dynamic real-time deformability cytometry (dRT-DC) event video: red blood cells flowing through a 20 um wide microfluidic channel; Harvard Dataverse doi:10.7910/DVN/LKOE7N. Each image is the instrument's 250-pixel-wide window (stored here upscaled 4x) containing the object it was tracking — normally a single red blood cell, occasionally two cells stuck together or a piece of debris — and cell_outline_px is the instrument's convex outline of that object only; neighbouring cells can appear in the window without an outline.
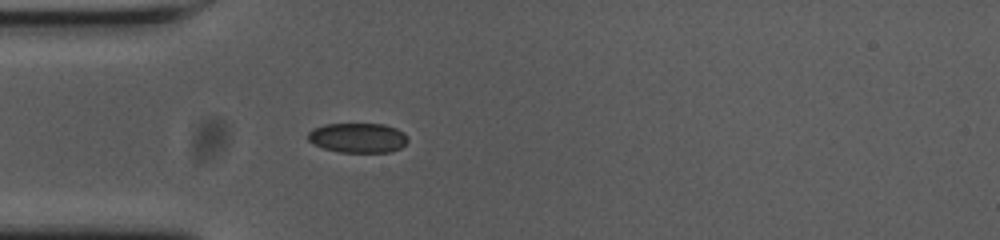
{"species": "common noctule bat (a hibernating species)", "species_latin": "Nyctalus noctula", "temperature_condition": "cold", "stored_images_in_passage": 40, "camera_frame_rate_fps": 3000, "um_per_image_px": 0.085, "animal": {"sex": "female", "body_mass_g": 23.0, "forearm_length_mm": 53.4}, "frame": {"image": 1, "passage_image": 1, "time_ms": 0.0, "image_size_px": [1000, 240], "cell_outline_px": [[408, 140], [400, 148], [388, 152], [340, 152], [324, 148], [308, 140], [308, 132], [312, 128], [324, 124], [384, 124], [396, 128], [404, 132], [408, 136]], "centroid_in_image_um": [30.43, 11.7], "position_along_channel_um": 54.6, "area_um2": 17.28}}
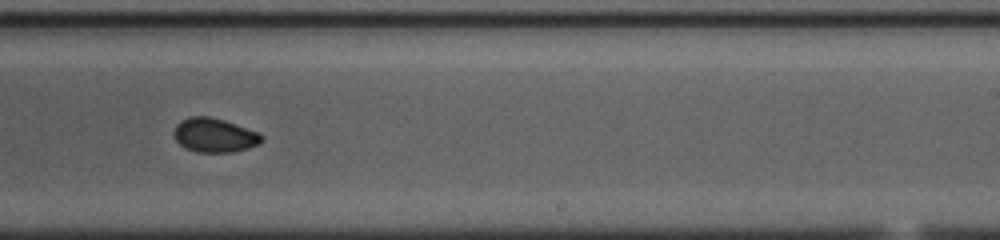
{"frame": {"image": 2, "passage_image": 19, "time_ms": 6.0, "image_size_px": [1000, 240], "cell_outline_px": [[264, 140], [260, 144], [248, 148], [232, 152], [196, 152], [184, 148], [176, 140], [172, 132], [176, 124], [180, 120], [188, 116], [208, 116], [224, 120], [260, 132], [264, 136]], "centroid_in_image_um": [18.23, 11.49], "position_along_channel_um": 270.8, "area_um2": 17.8}}
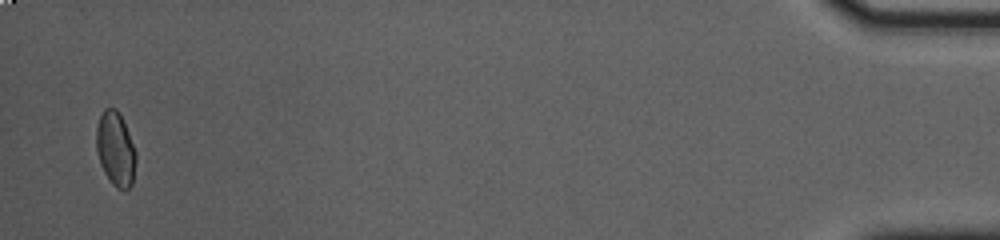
{"frame": {"image": 3, "passage_image": 39, "time_ms": 12.667, "image_size_px": [1000, 240], "cell_outline_px": [[136, 160], [132, 184], [128, 188], [116, 188], [112, 184], [104, 172], [100, 164], [96, 148], [96, 128], [100, 116], [104, 108], [116, 108], [120, 112], [136, 152]], "centroid_in_image_um": [9.81, 12.64], "position_along_channel_um": 425.4, "area_um2": 17.11}, "authors_computed_cell_mechanics": {"area_um2": 17.4845, "velocity_mm_per_s": 3.6936, "shape_relaxation_time_tau1_ms": 4.574, "shape_relaxation_time_tau2_ms": 1.6269, "deformation_change_tau1": 0.1005, "deformation_change_tau2": 0.0404}}